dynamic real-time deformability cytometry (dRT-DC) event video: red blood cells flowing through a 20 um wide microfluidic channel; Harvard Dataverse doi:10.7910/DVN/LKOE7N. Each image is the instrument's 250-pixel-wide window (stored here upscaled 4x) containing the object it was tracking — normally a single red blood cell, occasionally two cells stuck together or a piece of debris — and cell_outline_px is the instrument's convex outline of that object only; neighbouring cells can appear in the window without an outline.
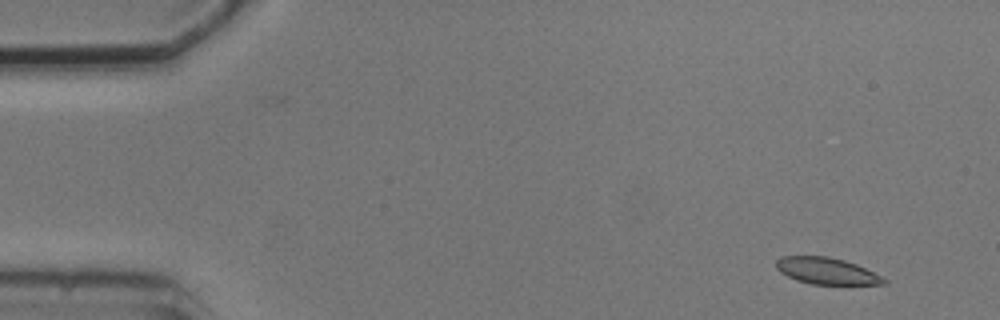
{"species": "common noctule bat (a hibernating species)", "species_latin": "Nyctalus noctula", "temperature_condition": "cold", "stored_images_in_passage": 9, "camera_frame_rate_fps": 3000, "um_per_image_px": 0.085, "animal": {"sex": "male", "body_mass_g": 20.5, "forearm_length_mm": 52.5}, "frame": {"image": 1, "passage_image": 2, "time_ms": 1.0, "image_size_px": [1000, 320], "cell_outline_px": [[888, 284], [812, 284], [796, 280], [780, 272], [776, 268], [776, 260], [780, 256], [828, 256], [844, 260], [856, 264], [888, 280]], "centroid_in_image_um": [70.23, 23.02], "position_along_channel_um": 14.8, "area_um2": 16.59}}
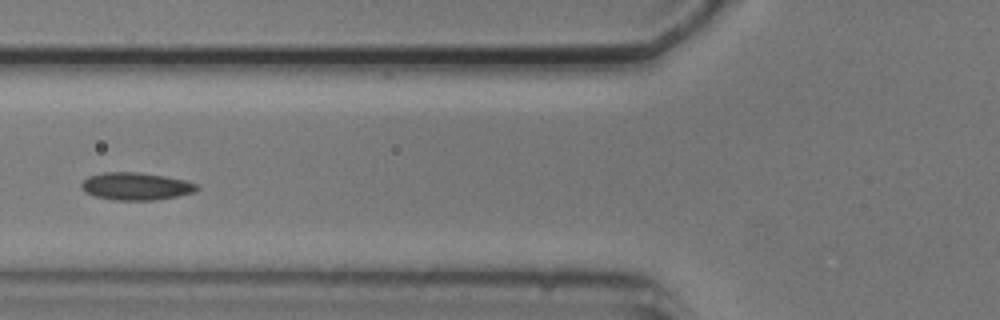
{"frame": {"image": 2, "passage_image": 6, "time_ms": 6.667, "image_size_px": [1000, 320], "cell_outline_px": [[200, 188], [196, 192], [156, 200], [116, 200], [96, 196], [84, 192], [80, 188], [80, 184], [88, 176], [104, 172], [136, 172], [164, 176], [184, 180], [196, 184]], "centroid_in_image_um": [11.54, 15.83], "position_along_channel_um": 114.3, "area_um2": 18.5}}
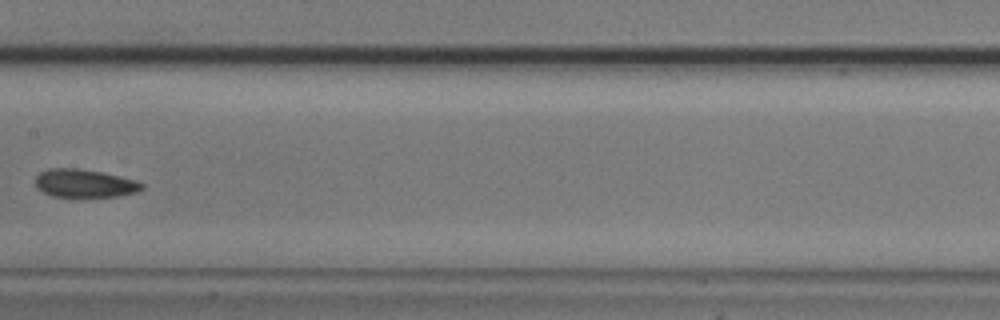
{"frame": {"image": 3, "passage_image": 8, "time_ms": 9.0, "image_size_px": [1000, 320], "cell_outline_px": [[144, 188], [136, 192], [116, 196], [52, 196], [36, 188], [36, 176], [40, 172], [48, 168], [76, 168], [100, 172], [136, 180], [144, 184]], "centroid_in_image_um": [7.17, 15.57], "position_along_channel_um": 200.2, "area_um2": 17.22}}